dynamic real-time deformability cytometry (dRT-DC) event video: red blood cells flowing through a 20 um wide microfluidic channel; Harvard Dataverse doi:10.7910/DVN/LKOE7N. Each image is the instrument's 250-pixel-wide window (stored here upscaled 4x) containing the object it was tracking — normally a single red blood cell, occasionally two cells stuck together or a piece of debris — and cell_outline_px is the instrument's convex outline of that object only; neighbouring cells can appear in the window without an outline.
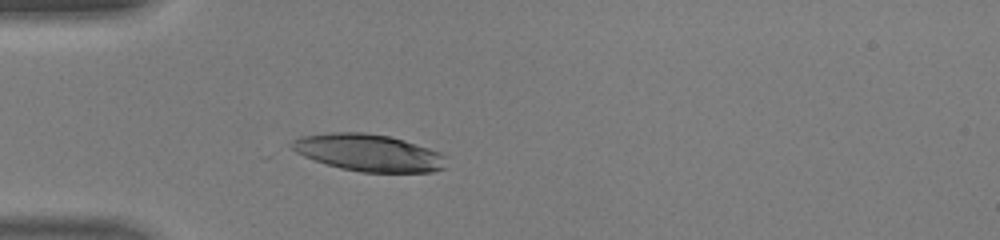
{"species": "human", "species_latin": "Homo sapiens", "temperature_condition": "warm", "stored_images_in_passage": 33, "camera_frame_rate_fps": 3000, "um_per_image_px": 0.085, "donor": {"sex": "male"}, "frame": {"image": 1, "passage_image": 1, "time_ms": 0.0, "image_size_px": [1000, 240], "cell_outline_px": [[448, 156], [444, 168], [432, 172], [360, 172], [340, 168], [304, 156], [288, 148], [288, 144], [292, 140], [300, 136], [332, 132], [364, 132], [388, 136], [404, 140], [440, 152]], "centroid_in_image_um": [31.32, 12.97], "position_along_channel_um": 53.7, "area_um2": 33.52}}
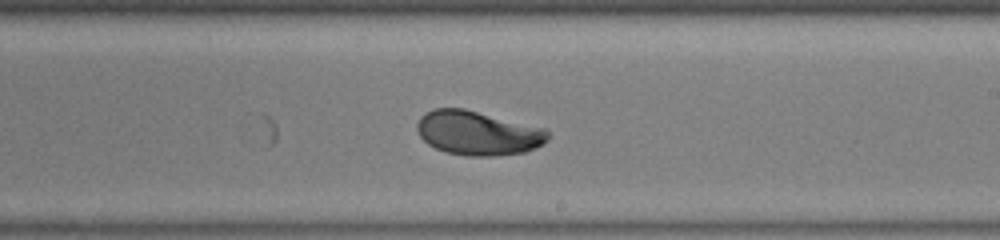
{"frame": {"image": 2, "passage_image": 15, "time_ms": 4.667, "image_size_px": [1000, 240], "cell_outline_px": [[548, 136], [544, 144], [536, 148], [524, 152], [496, 156], [464, 156], [444, 152], [428, 144], [420, 136], [416, 128], [416, 124], [420, 116], [432, 108], [464, 108], [544, 128], [548, 132]], "centroid_in_image_um": [40.59, 11.31], "position_along_channel_um": 248.4, "area_um2": 33.87}}
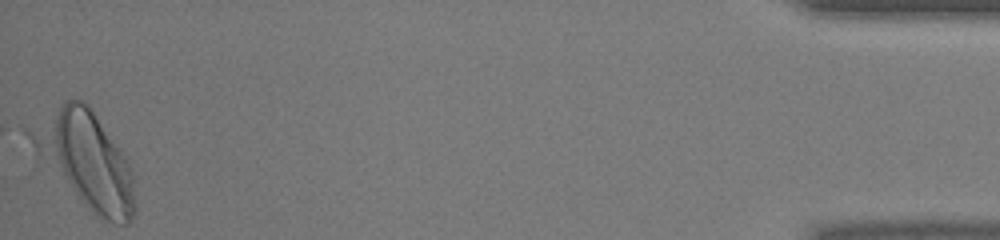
{"frame": {"image": 3, "passage_image": 33, "time_ms": 10.667, "image_size_px": [1000, 240], "cell_outline_px": [[136, 212], [132, 220], [128, 224], [104, 224], [36, 160], [24, 132], [24, 128], [64, 100], [80, 100], [92, 112], [120, 152], [128, 164], [132, 172], [136, 204]], "centroid_in_image_um": [7.17, 13.67], "position_along_channel_um": 428.0, "area_um2": 58.67}, "authors_computed_cell_mechanics": {"area_um2": 33.6396, "velocity_mm_per_s": 4.4419, "shape_relaxation_time_tau1_ms": 2.5014, "shape_relaxation_time_tau2_ms": 1.0087, "deformation_change_tau1": 0.1682, "deformation_change_tau2": 0.0554}}